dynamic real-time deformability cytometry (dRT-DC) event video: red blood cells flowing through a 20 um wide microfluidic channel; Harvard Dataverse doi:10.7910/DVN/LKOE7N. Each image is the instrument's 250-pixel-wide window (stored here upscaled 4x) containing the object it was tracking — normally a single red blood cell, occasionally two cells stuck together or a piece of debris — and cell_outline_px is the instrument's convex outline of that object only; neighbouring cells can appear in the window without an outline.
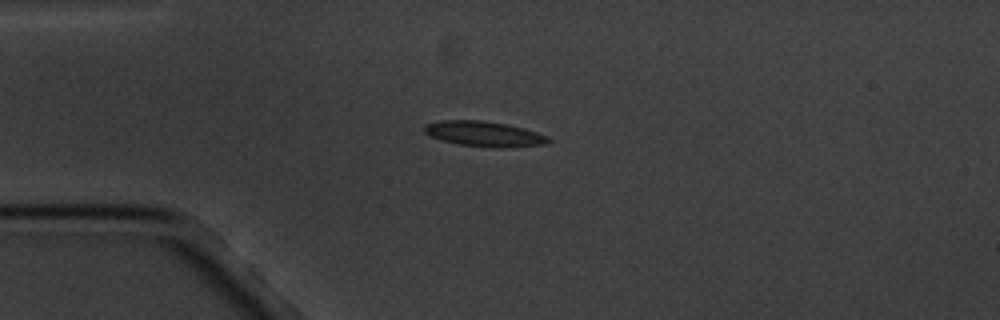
{"species": "common noctule bat (a hibernating species)", "species_latin": "Nyctalus noctula", "temperature_condition": "cold", "stored_images_in_passage": 4, "camera_frame_rate_fps": 3000, "um_per_image_px": 0.085, "animal": {"sex": "male", "body_mass_g": 20.1, "forearm_length_mm": 53.5}, "frame": {"image": 1, "passage_image": 4, "time_ms": 3.667, "image_size_px": [1000, 320], "cell_outline_px": [[552, 140], [544, 144], [500, 148], [492, 148], [456, 144], [440, 140], [424, 132], [424, 124], [440, 120], [480, 120], [504, 124], [524, 128], [548, 136]], "centroid_in_image_um": [41.12, 11.38], "position_along_channel_um": 43.9, "area_um2": 18.26}}